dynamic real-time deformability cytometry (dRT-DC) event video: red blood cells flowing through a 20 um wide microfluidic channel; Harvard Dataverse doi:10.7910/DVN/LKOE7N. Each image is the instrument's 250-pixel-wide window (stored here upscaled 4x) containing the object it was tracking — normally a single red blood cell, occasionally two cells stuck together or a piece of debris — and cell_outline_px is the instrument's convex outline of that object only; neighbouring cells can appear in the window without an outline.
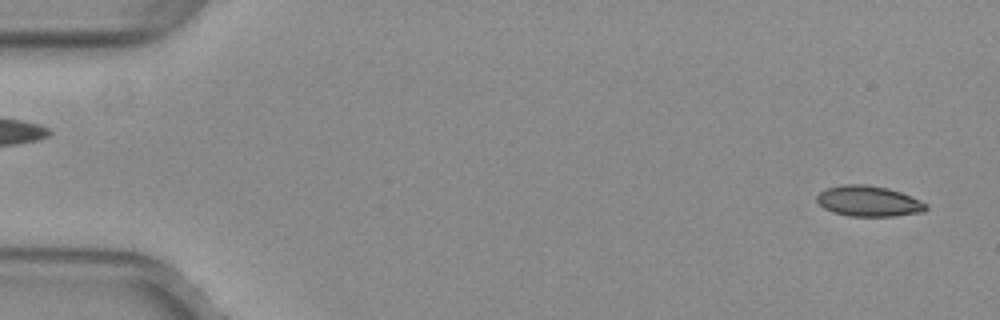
{"species": "common noctule bat (a hibernating species)", "species_latin": "Nyctalus noctula", "temperature_condition": "warm", "stored_images_in_passage": 52, "camera_frame_rate_fps": 3000, "um_per_image_px": 0.085, "animal": {"sex": "female", "body_mass_g": 29.2, "forearm_length_mm": 56.3}, "frame": {"image": 1, "passage_image": 2, "time_ms": 0.333, "image_size_px": [1000, 320], "cell_outline_px": [[928, 208], [924, 212], [896, 216], [848, 216], [832, 212], [824, 208], [816, 200], [816, 196], [820, 192], [828, 188], [844, 184], [864, 184], [888, 188], [912, 196], [928, 204]], "centroid_in_image_um": [73.86, 17.1], "position_along_channel_um": 11.1, "area_um2": 19.59}}
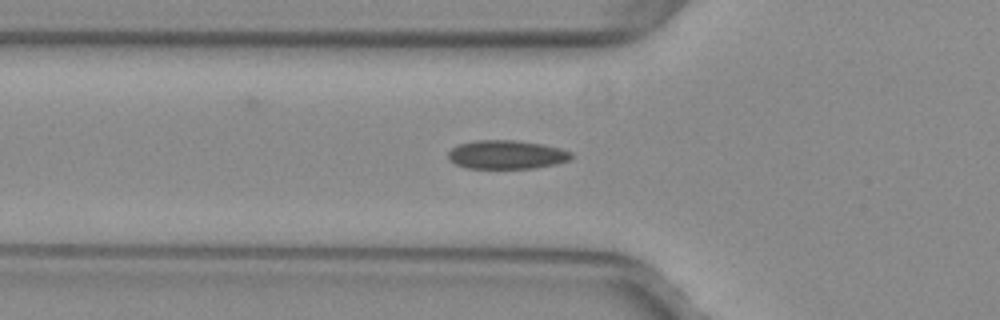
{"frame": {"image": 2, "passage_image": 18, "time_ms": 5.667, "image_size_px": [1000, 320], "cell_outline_px": [[572, 156], [568, 160], [556, 164], [536, 168], [468, 168], [456, 164], [448, 160], [448, 152], [452, 148], [460, 144], [476, 140], [516, 140], [540, 144], [560, 148], [572, 152]], "centroid_in_image_um": [43.05, 13.14], "position_along_channel_um": 82.8, "area_um2": 20.52}}
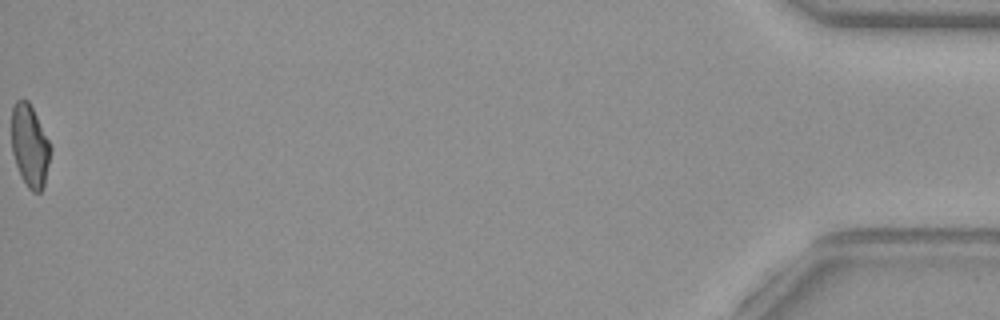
{"frame": {"image": 3, "passage_image": 52, "time_ms": 17.0, "image_size_px": [1000, 320], "cell_outline_px": [[52, 148], [44, 188], [40, 192], [32, 192], [28, 188], [20, 176], [12, 152], [12, 108], [16, 100], [28, 100]], "centroid_in_image_um": [2.54, 12.44], "position_along_channel_um": 432.7, "area_um2": 18.61}, "authors_computed_cell_mechanics": {"area_um2": 19.7965, "velocity_mm_per_s": 4.0056, "shape_relaxation_time_tau1_ms": null, "shape_relaxation_time_tau2_ms": 1.624, "deformation_change_tau1": null, "deformation_change_tau2": 0.0583}}